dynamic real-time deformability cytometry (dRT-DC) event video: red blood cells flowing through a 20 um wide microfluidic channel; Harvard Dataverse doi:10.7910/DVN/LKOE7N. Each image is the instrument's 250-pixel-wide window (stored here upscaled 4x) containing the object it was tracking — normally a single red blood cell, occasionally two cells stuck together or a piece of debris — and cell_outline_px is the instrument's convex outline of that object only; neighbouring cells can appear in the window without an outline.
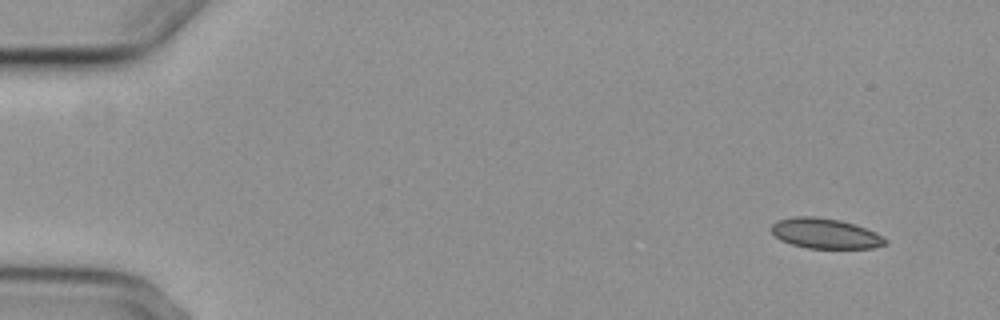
{"species": "common noctule bat (a hibernating species)", "species_latin": "Nyctalus noctula", "temperature_condition": "cold", "stored_images_in_passage": 4, "camera_frame_rate_fps": 3000, "um_per_image_px": 0.085, "animal": {"sex": "female", "body_mass_g": 29.2, "forearm_length_mm": 56.3}, "frame": {"image": 1, "passage_image": 1, "time_ms": 0.0, "image_size_px": [1000, 320], "cell_outline_px": [[888, 244], [872, 248], [808, 248], [792, 244], [780, 240], [772, 232], [772, 224], [776, 220], [792, 216], [816, 216], [840, 220], [856, 224], [876, 232], [888, 240]], "centroid_in_image_um": [70.16, 19.83], "position_along_channel_um": 14.8, "area_um2": 20.23}}
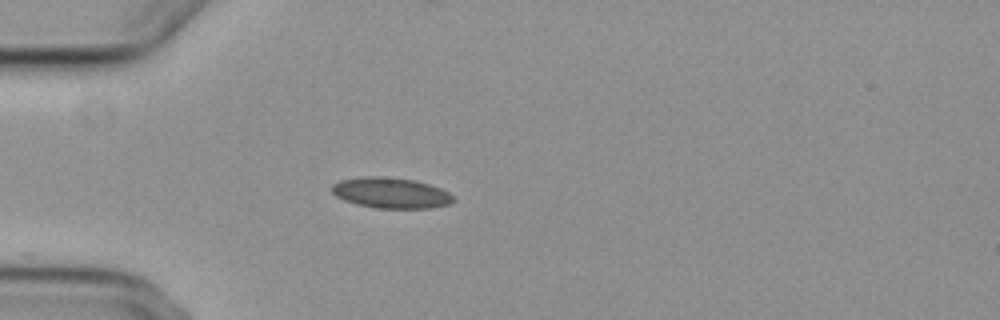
{"frame": {"image": 2, "passage_image": 4, "time_ms": 4.0, "image_size_px": [1000, 320], "cell_outline_px": [[456, 200], [448, 204], [432, 208], [376, 208], [356, 204], [344, 200], [336, 196], [328, 188], [332, 184], [340, 180], [364, 176], [380, 176], [416, 180], [440, 188], [448, 192]], "centroid_in_image_um": [33.19, 16.39], "position_along_channel_um": 51.8, "area_um2": 21.85}}